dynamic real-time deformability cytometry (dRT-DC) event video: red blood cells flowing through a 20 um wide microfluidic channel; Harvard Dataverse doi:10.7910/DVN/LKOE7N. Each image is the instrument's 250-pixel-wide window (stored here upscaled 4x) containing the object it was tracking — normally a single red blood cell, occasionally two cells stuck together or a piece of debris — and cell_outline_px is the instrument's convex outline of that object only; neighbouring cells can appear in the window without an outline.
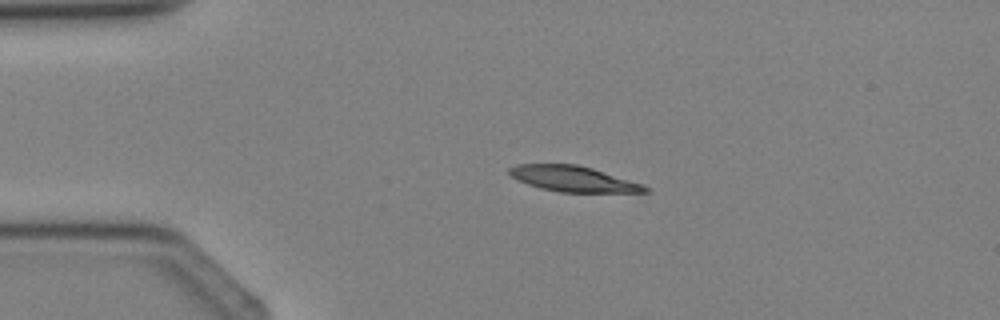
{"species": "Egyptian fruit bat (a non-hibernating species)", "species_latin": "Rousettus aegyptiacus", "temperature_condition": "cold", "stored_images_in_passage": 2, "camera_frame_rate_fps": 3000, "um_per_image_px": 0.085, "animal": {"sex": "female"}, "frame": {"image": 1, "passage_image": 1, "time_ms": 0.0, "image_size_px": [1000, 320], "cell_outline_px": [[648, 192], [560, 192], [540, 188], [528, 184], [508, 176], [508, 168], [516, 164], [576, 164], [592, 168], [644, 184], [648, 188]], "centroid_in_image_um": [48.69, 15.2], "position_along_channel_um": 36.3, "area_um2": 20.29}}